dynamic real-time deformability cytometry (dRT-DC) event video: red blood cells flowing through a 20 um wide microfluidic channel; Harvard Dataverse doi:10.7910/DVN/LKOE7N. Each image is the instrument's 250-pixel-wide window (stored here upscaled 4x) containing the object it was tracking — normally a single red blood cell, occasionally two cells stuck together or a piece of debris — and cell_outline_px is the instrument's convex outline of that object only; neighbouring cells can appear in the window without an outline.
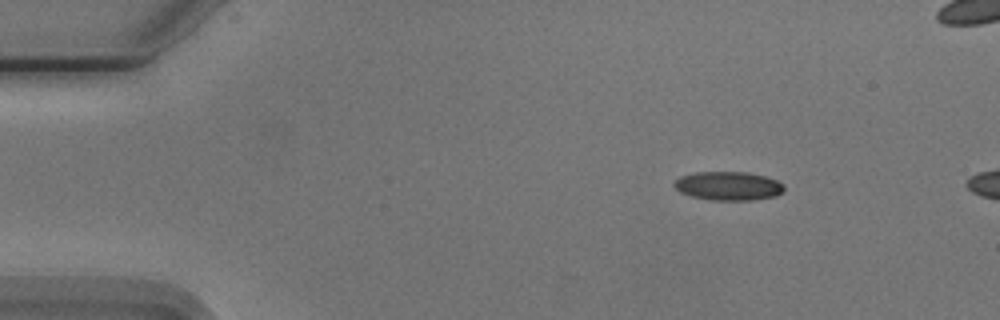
{"species": "Egyptian fruit bat (a non-hibernating species)", "species_latin": "Rousettus aegyptiacus", "temperature_condition": "cold", "stored_images_in_passage": 5, "camera_frame_rate_fps": 3000, "um_per_image_px": 0.085, "animal": {"sex": "male"}, "frame": {"image": 1, "passage_image": 1, "time_ms": 0.0, "image_size_px": [1000, 320], "cell_outline_px": [[784, 188], [776, 196], [752, 200], [712, 200], [692, 196], [680, 192], [672, 184], [680, 176], [696, 172], [744, 172], [764, 176], [776, 180], [784, 184]], "centroid_in_image_um": [61.89, 15.8], "position_along_channel_um": 23.1, "area_um2": 18.26}}